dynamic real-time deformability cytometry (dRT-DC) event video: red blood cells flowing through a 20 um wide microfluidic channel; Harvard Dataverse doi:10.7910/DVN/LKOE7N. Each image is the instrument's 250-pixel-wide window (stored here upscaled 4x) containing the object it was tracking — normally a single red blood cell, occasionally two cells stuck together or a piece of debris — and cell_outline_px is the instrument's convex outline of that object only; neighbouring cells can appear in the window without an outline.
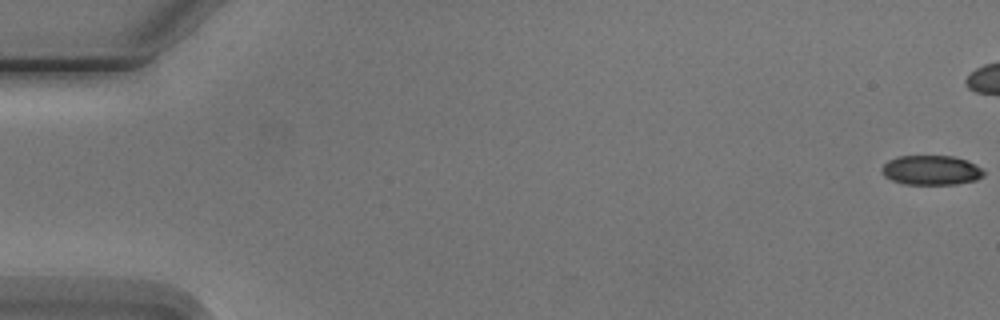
{"species": "Egyptian fruit bat (a non-hibernating species)", "species_latin": "Rousettus aegyptiacus", "temperature_condition": "cold", "stored_images_in_passage": 7, "camera_frame_rate_fps": 3000, "um_per_image_px": 0.085, "animal": {"sex": "male"}, "frame": {"image": 1, "passage_image": 1, "time_ms": 0.0, "image_size_px": [1000, 320], "cell_outline_px": [[984, 176], [976, 180], [956, 184], [904, 184], [892, 180], [884, 176], [880, 168], [888, 160], [896, 156], [952, 156], [968, 160], [980, 168], [984, 172]], "centroid_in_image_um": [79.13, 14.46], "position_along_channel_um": 5.9, "area_um2": 17.63}}
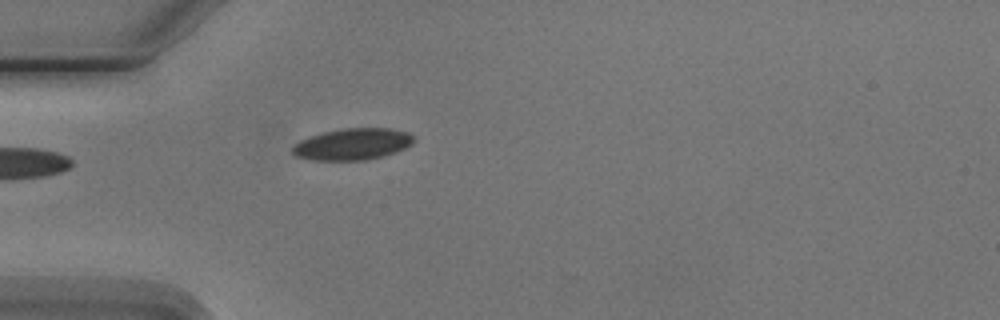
{"frame": {"image": 2, "passage_image": 7, "time_ms": 7.667, "image_size_px": [1000, 320], "cell_outline_px": [[412, 144], [396, 152], [384, 156], [364, 160], [312, 160], [296, 156], [292, 152], [292, 144], [300, 140], [324, 132], [344, 128], [388, 128], [408, 132], [412, 136]], "centroid_in_image_um": [29.95, 12.26], "position_along_channel_um": 55.1, "area_um2": 22.2}}